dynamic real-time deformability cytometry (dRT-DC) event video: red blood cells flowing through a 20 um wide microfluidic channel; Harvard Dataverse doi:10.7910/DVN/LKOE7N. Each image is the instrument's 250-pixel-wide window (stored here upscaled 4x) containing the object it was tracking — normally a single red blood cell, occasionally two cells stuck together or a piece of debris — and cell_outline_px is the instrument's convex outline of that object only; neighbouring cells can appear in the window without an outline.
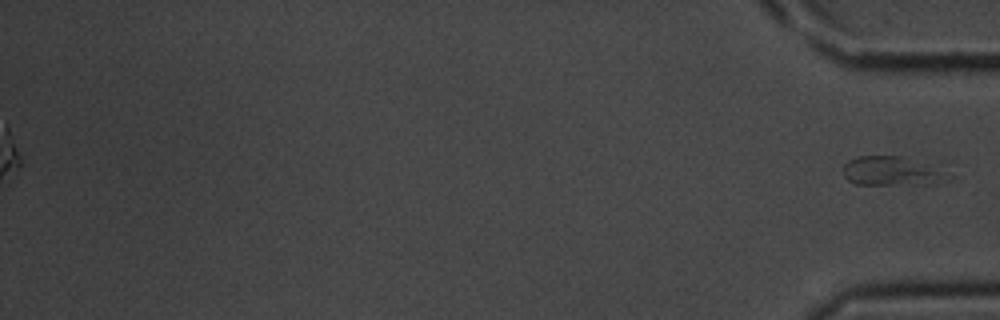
{"species": "common noctule bat (a hibernating species)", "species_latin": "Nyctalus noctula", "temperature_condition": "room temperature", "stored_images_in_passage": 27, "segment_of_instrument_passage": [2, 2], "camera_frame_rate_fps": 3000, "um_per_image_px": 0.085, "animal": {"sex": "male", "body_mass_g": 20.1, "forearm_length_mm": 53.5}, "frame": {"image": 1, "passage_image": 27, "time_ms": 8.667, "image_size_px": [1000, 320], "cell_outline_px": [[936, 172], [892, 184], [856, 184], [848, 180], [844, 176], [844, 164], [848, 160], [856, 156], [900, 156]], "centroid_in_image_um": [75.01, 14.44], "position_along_channel_um": 360.2, "area_um2": 14.05}}